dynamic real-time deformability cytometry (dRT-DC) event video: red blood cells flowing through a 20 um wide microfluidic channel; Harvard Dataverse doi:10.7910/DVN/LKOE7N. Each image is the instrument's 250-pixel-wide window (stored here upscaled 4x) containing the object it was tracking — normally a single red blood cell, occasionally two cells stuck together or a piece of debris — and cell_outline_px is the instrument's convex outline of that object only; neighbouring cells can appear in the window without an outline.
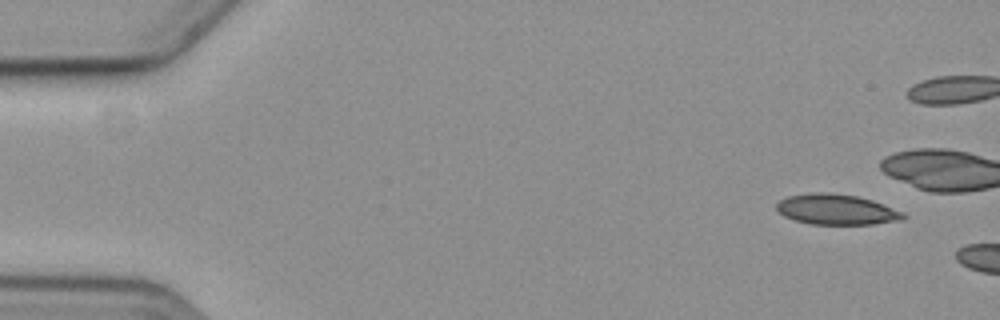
{"species": "common noctule bat (a hibernating species)", "species_latin": "Nyctalus noctula", "temperature_condition": "cold", "stored_images_in_passage": 2, "camera_frame_rate_fps": 3000, "um_per_image_px": 0.085, "animal": {"sex": "female", "body_mass_g": 19.3, "forearm_length_mm": 54.1}, "frame": {"image": 1, "passage_image": 1, "time_ms": 0.0, "image_size_px": [1000, 320], "cell_outline_px": [[908, 216], [904, 220], [872, 224], [808, 224], [784, 216], [776, 208], [776, 204], [780, 200], [788, 196], [812, 192], [828, 192], [856, 196], [872, 200], [904, 212]], "centroid_in_image_um": [71.13, 17.81], "position_along_channel_um": 13.9, "area_um2": 22.54}}